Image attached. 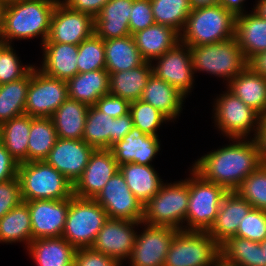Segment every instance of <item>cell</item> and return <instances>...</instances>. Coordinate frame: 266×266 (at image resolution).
Listing matches in <instances>:
<instances>
[{"mask_svg":"<svg viewBox=\"0 0 266 266\" xmlns=\"http://www.w3.org/2000/svg\"><path fill=\"white\" fill-rule=\"evenodd\" d=\"M57 139V132L50 117H31L27 162L43 161Z\"/></svg>","mask_w":266,"mask_h":266,"instance_id":"obj_37","label":"cell"},{"mask_svg":"<svg viewBox=\"0 0 266 266\" xmlns=\"http://www.w3.org/2000/svg\"><path fill=\"white\" fill-rule=\"evenodd\" d=\"M90 106L68 98L50 117L57 137L82 140L86 116Z\"/></svg>","mask_w":266,"mask_h":266,"instance_id":"obj_33","label":"cell"},{"mask_svg":"<svg viewBox=\"0 0 266 266\" xmlns=\"http://www.w3.org/2000/svg\"><path fill=\"white\" fill-rule=\"evenodd\" d=\"M104 40L95 34L78 45L77 68L78 73L105 69Z\"/></svg>","mask_w":266,"mask_h":266,"instance_id":"obj_41","label":"cell"},{"mask_svg":"<svg viewBox=\"0 0 266 266\" xmlns=\"http://www.w3.org/2000/svg\"><path fill=\"white\" fill-rule=\"evenodd\" d=\"M3 1H5L6 3H10L12 1H18V0H3Z\"/></svg>","mask_w":266,"mask_h":266,"instance_id":"obj_61","label":"cell"},{"mask_svg":"<svg viewBox=\"0 0 266 266\" xmlns=\"http://www.w3.org/2000/svg\"><path fill=\"white\" fill-rule=\"evenodd\" d=\"M185 97L177 88L152 73L143 89L141 100L155 107L169 120H173L181 112Z\"/></svg>","mask_w":266,"mask_h":266,"instance_id":"obj_29","label":"cell"},{"mask_svg":"<svg viewBox=\"0 0 266 266\" xmlns=\"http://www.w3.org/2000/svg\"><path fill=\"white\" fill-rule=\"evenodd\" d=\"M245 0H219L218 3L226 10L232 12L235 16L243 14L242 3Z\"/></svg>","mask_w":266,"mask_h":266,"instance_id":"obj_54","label":"cell"},{"mask_svg":"<svg viewBox=\"0 0 266 266\" xmlns=\"http://www.w3.org/2000/svg\"><path fill=\"white\" fill-rule=\"evenodd\" d=\"M8 44L0 37V53Z\"/></svg>","mask_w":266,"mask_h":266,"instance_id":"obj_60","label":"cell"},{"mask_svg":"<svg viewBox=\"0 0 266 266\" xmlns=\"http://www.w3.org/2000/svg\"><path fill=\"white\" fill-rule=\"evenodd\" d=\"M150 2L155 23L171 27L181 34L192 11L189 0H150Z\"/></svg>","mask_w":266,"mask_h":266,"instance_id":"obj_40","label":"cell"},{"mask_svg":"<svg viewBox=\"0 0 266 266\" xmlns=\"http://www.w3.org/2000/svg\"><path fill=\"white\" fill-rule=\"evenodd\" d=\"M31 70L21 79L0 85V125L25 114Z\"/></svg>","mask_w":266,"mask_h":266,"instance_id":"obj_39","label":"cell"},{"mask_svg":"<svg viewBox=\"0 0 266 266\" xmlns=\"http://www.w3.org/2000/svg\"><path fill=\"white\" fill-rule=\"evenodd\" d=\"M67 99L66 81L50 77L35 66L31 69L25 114L31 117H51Z\"/></svg>","mask_w":266,"mask_h":266,"instance_id":"obj_11","label":"cell"},{"mask_svg":"<svg viewBox=\"0 0 266 266\" xmlns=\"http://www.w3.org/2000/svg\"><path fill=\"white\" fill-rule=\"evenodd\" d=\"M68 98L94 106L103 96L109 93V73L106 69L77 73L66 81Z\"/></svg>","mask_w":266,"mask_h":266,"instance_id":"obj_28","label":"cell"},{"mask_svg":"<svg viewBox=\"0 0 266 266\" xmlns=\"http://www.w3.org/2000/svg\"><path fill=\"white\" fill-rule=\"evenodd\" d=\"M140 235L136 234L129 257L131 266H163L171 242L179 231L165 226H152Z\"/></svg>","mask_w":266,"mask_h":266,"instance_id":"obj_16","label":"cell"},{"mask_svg":"<svg viewBox=\"0 0 266 266\" xmlns=\"http://www.w3.org/2000/svg\"><path fill=\"white\" fill-rule=\"evenodd\" d=\"M219 0H189L190 6L193 9L215 5Z\"/></svg>","mask_w":266,"mask_h":266,"instance_id":"obj_55","label":"cell"},{"mask_svg":"<svg viewBox=\"0 0 266 266\" xmlns=\"http://www.w3.org/2000/svg\"><path fill=\"white\" fill-rule=\"evenodd\" d=\"M107 219V213L94 199L73 195L62 237L76 249L91 247Z\"/></svg>","mask_w":266,"mask_h":266,"instance_id":"obj_8","label":"cell"},{"mask_svg":"<svg viewBox=\"0 0 266 266\" xmlns=\"http://www.w3.org/2000/svg\"><path fill=\"white\" fill-rule=\"evenodd\" d=\"M74 266H121V264L115 258L87 247L76 249Z\"/></svg>","mask_w":266,"mask_h":266,"instance_id":"obj_48","label":"cell"},{"mask_svg":"<svg viewBox=\"0 0 266 266\" xmlns=\"http://www.w3.org/2000/svg\"><path fill=\"white\" fill-rule=\"evenodd\" d=\"M159 149L158 136L145 134L135 127L110 148L119 166L125 163L150 165Z\"/></svg>","mask_w":266,"mask_h":266,"instance_id":"obj_21","label":"cell"},{"mask_svg":"<svg viewBox=\"0 0 266 266\" xmlns=\"http://www.w3.org/2000/svg\"><path fill=\"white\" fill-rule=\"evenodd\" d=\"M155 24L150 0H134L131 6L129 29L131 35Z\"/></svg>","mask_w":266,"mask_h":266,"instance_id":"obj_46","label":"cell"},{"mask_svg":"<svg viewBox=\"0 0 266 266\" xmlns=\"http://www.w3.org/2000/svg\"><path fill=\"white\" fill-rule=\"evenodd\" d=\"M22 201L18 177L0 182V219Z\"/></svg>","mask_w":266,"mask_h":266,"instance_id":"obj_47","label":"cell"},{"mask_svg":"<svg viewBox=\"0 0 266 266\" xmlns=\"http://www.w3.org/2000/svg\"><path fill=\"white\" fill-rule=\"evenodd\" d=\"M104 45L105 69L108 73L131 70L145 61L141 57L132 35L104 40Z\"/></svg>","mask_w":266,"mask_h":266,"instance_id":"obj_34","label":"cell"},{"mask_svg":"<svg viewBox=\"0 0 266 266\" xmlns=\"http://www.w3.org/2000/svg\"><path fill=\"white\" fill-rule=\"evenodd\" d=\"M211 266H237L229 261H226L221 255H219L212 263Z\"/></svg>","mask_w":266,"mask_h":266,"instance_id":"obj_57","label":"cell"},{"mask_svg":"<svg viewBox=\"0 0 266 266\" xmlns=\"http://www.w3.org/2000/svg\"><path fill=\"white\" fill-rule=\"evenodd\" d=\"M109 1L110 0H63L61 2L69 9L90 14L93 18H95L103 6Z\"/></svg>","mask_w":266,"mask_h":266,"instance_id":"obj_50","label":"cell"},{"mask_svg":"<svg viewBox=\"0 0 266 266\" xmlns=\"http://www.w3.org/2000/svg\"><path fill=\"white\" fill-rule=\"evenodd\" d=\"M151 74L152 64L148 61L131 70L109 73V93L130 103L137 101L141 99Z\"/></svg>","mask_w":266,"mask_h":266,"instance_id":"obj_31","label":"cell"},{"mask_svg":"<svg viewBox=\"0 0 266 266\" xmlns=\"http://www.w3.org/2000/svg\"><path fill=\"white\" fill-rule=\"evenodd\" d=\"M26 203L30 212L32 240L62 236L70 198L62 200H32Z\"/></svg>","mask_w":266,"mask_h":266,"instance_id":"obj_20","label":"cell"},{"mask_svg":"<svg viewBox=\"0 0 266 266\" xmlns=\"http://www.w3.org/2000/svg\"><path fill=\"white\" fill-rule=\"evenodd\" d=\"M236 237L262 242L266 238V211L253 208L240 222Z\"/></svg>","mask_w":266,"mask_h":266,"instance_id":"obj_44","label":"cell"},{"mask_svg":"<svg viewBox=\"0 0 266 266\" xmlns=\"http://www.w3.org/2000/svg\"><path fill=\"white\" fill-rule=\"evenodd\" d=\"M99 111L108 114L111 118L125 116L130 111V102L110 93L103 95L94 105Z\"/></svg>","mask_w":266,"mask_h":266,"instance_id":"obj_49","label":"cell"},{"mask_svg":"<svg viewBox=\"0 0 266 266\" xmlns=\"http://www.w3.org/2000/svg\"><path fill=\"white\" fill-rule=\"evenodd\" d=\"M129 113L134 127L148 135L158 136L156 131L161 123L169 121L163 113L141 99L130 103Z\"/></svg>","mask_w":266,"mask_h":266,"instance_id":"obj_43","label":"cell"},{"mask_svg":"<svg viewBox=\"0 0 266 266\" xmlns=\"http://www.w3.org/2000/svg\"><path fill=\"white\" fill-rule=\"evenodd\" d=\"M32 241V226L28 204L22 201L0 219V242Z\"/></svg>","mask_w":266,"mask_h":266,"instance_id":"obj_38","label":"cell"},{"mask_svg":"<svg viewBox=\"0 0 266 266\" xmlns=\"http://www.w3.org/2000/svg\"><path fill=\"white\" fill-rule=\"evenodd\" d=\"M188 204V179L163 184L159 192L143 206L142 223L183 230L181 224L186 221Z\"/></svg>","mask_w":266,"mask_h":266,"instance_id":"obj_5","label":"cell"},{"mask_svg":"<svg viewBox=\"0 0 266 266\" xmlns=\"http://www.w3.org/2000/svg\"><path fill=\"white\" fill-rule=\"evenodd\" d=\"M134 127L130 113L125 116L111 118L110 115L90 106L82 140L96 149H110L117 141Z\"/></svg>","mask_w":266,"mask_h":266,"instance_id":"obj_12","label":"cell"},{"mask_svg":"<svg viewBox=\"0 0 266 266\" xmlns=\"http://www.w3.org/2000/svg\"><path fill=\"white\" fill-rule=\"evenodd\" d=\"M256 141L260 151L261 162L266 165V117L261 119Z\"/></svg>","mask_w":266,"mask_h":266,"instance_id":"obj_53","label":"cell"},{"mask_svg":"<svg viewBox=\"0 0 266 266\" xmlns=\"http://www.w3.org/2000/svg\"><path fill=\"white\" fill-rule=\"evenodd\" d=\"M228 91L240 98L262 118L266 117V78L248 66L228 83Z\"/></svg>","mask_w":266,"mask_h":266,"instance_id":"obj_27","label":"cell"},{"mask_svg":"<svg viewBox=\"0 0 266 266\" xmlns=\"http://www.w3.org/2000/svg\"><path fill=\"white\" fill-rule=\"evenodd\" d=\"M17 177L25 202L62 200L73 196V185L69 180L44 160L19 163Z\"/></svg>","mask_w":266,"mask_h":266,"instance_id":"obj_4","label":"cell"},{"mask_svg":"<svg viewBox=\"0 0 266 266\" xmlns=\"http://www.w3.org/2000/svg\"><path fill=\"white\" fill-rule=\"evenodd\" d=\"M93 34L94 18L90 14L69 9L59 0L52 13L45 42L79 45Z\"/></svg>","mask_w":266,"mask_h":266,"instance_id":"obj_14","label":"cell"},{"mask_svg":"<svg viewBox=\"0 0 266 266\" xmlns=\"http://www.w3.org/2000/svg\"><path fill=\"white\" fill-rule=\"evenodd\" d=\"M193 70L227 78L228 83L239 75L248 61L235 37L213 44L190 47Z\"/></svg>","mask_w":266,"mask_h":266,"instance_id":"obj_6","label":"cell"},{"mask_svg":"<svg viewBox=\"0 0 266 266\" xmlns=\"http://www.w3.org/2000/svg\"><path fill=\"white\" fill-rule=\"evenodd\" d=\"M260 244L263 249V254L265 256V259H266V238L262 242H260Z\"/></svg>","mask_w":266,"mask_h":266,"instance_id":"obj_59","label":"cell"},{"mask_svg":"<svg viewBox=\"0 0 266 266\" xmlns=\"http://www.w3.org/2000/svg\"><path fill=\"white\" fill-rule=\"evenodd\" d=\"M142 222L108 218L91 246L97 252L115 258L120 264L129 258L134 247L136 233L134 225Z\"/></svg>","mask_w":266,"mask_h":266,"instance_id":"obj_19","label":"cell"},{"mask_svg":"<svg viewBox=\"0 0 266 266\" xmlns=\"http://www.w3.org/2000/svg\"><path fill=\"white\" fill-rule=\"evenodd\" d=\"M31 116L23 114L0 125V142L18 162H27Z\"/></svg>","mask_w":266,"mask_h":266,"instance_id":"obj_35","label":"cell"},{"mask_svg":"<svg viewBox=\"0 0 266 266\" xmlns=\"http://www.w3.org/2000/svg\"><path fill=\"white\" fill-rule=\"evenodd\" d=\"M18 164L19 163L0 142V182L16 178Z\"/></svg>","mask_w":266,"mask_h":266,"instance_id":"obj_51","label":"cell"},{"mask_svg":"<svg viewBox=\"0 0 266 266\" xmlns=\"http://www.w3.org/2000/svg\"><path fill=\"white\" fill-rule=\"evenodd\" d=\"M252 12L238 15L235 20V39L247 61L266 51V19Z\"/></svg>","mask_w":266,"mask_h":266,"instance_id":"obj_26","label":"cell"},{"mask_svg":"<svg viewBox=\"0 0 266 266\" xmlns=\"http://www.w3.org/2000/svg\"><path fill=\"white\" fill-rule=\"evenodd\" d=\"M254 12L263 19H266V0H259L254 8Z\"/></svg>","mask_w":266,"mask_h":266,"instance_id":"obj_56","label":"cell"},{"mask_svg":"<svg viewBox=\"0 0 266 266\" xmlns=\"http://www.w3.org/2000/svg\"><path fill=\"white\" fill-rule=\"evenodd\" d=\"M59 0H18L7 3L0 37L10 45L15 39L41 35L47 40L53 10Z\"/></svg>","mask_w":266,"mask_h":266,"instance_id":"obj_2","label":"cell"},{"mask_svg":"<svg viewBox=\"0 0 266 266\" xmlns=\"http://www.w3.org/2000/svg\"><path fill=\"white\" fill-rule=\"evenodd\" d=\"M233 140L236 143L202 156L193 166L205 180L223 186L227 191H235L262 164L256 139Z\"/></svg>","mask_w":266,"mask_h":266,"instance_id":"obj_1","label":"cell"},{"mask_svg":"<svg viewBox=\"0 0 266 266\" xmlns=\"http://www.w3.org/2000/svg\"><path fill=\"white\" fill-rule=\"evenodd\" d=\"M188 178L189 204L185 231H208L213 225L222 199L228 192L223 186L205 180L192 168ZM188 227V228H187Z\"/></svg>","mask_w":266,"mask_h":266,"instance_id":"obj_7","label":"cell"},{"mask_svg":"<svg viewBox=\"0 0 266 266\" xmlns=\"http://www.w3.org/2000/svg\"><path fill=\"white\" fill-rule=\"evenodd\" d=\"M7 3L3 0H0V34L3 29V24H4V14H5V9H6Z\"/></svg>","mask_w":266,"mask_h":266,"instance_id":"obj_58","label":"cell"},{"mask_svg":"<svg viewBox=\"0 0 266 266\" xmlns=\"http://www.w3.org/2000/svg\"><path fill=\"white\" fill-rule=\"evenodd\" d=\"M128 188L143 206L153 198L164 184L151 165L125 163L119 166Z\"/></svg>","mask_w":266,"mask_h":266,"instance_id":"obj_32","label":"cell"},{"mask_svg":"<svg viewBox=\"0 0 266 266\" xmlns=\"http://www.w3.org/2000/svg\"><path fill=\"white\" fill-rule=\"evenodd\" d=\"M94 200L105 210L108 218L142 222L143 205L128 188L120 171L112 176Z\"/></svg>","mask_w":266,"mask_h":266,"instance_id":"obj_13","label":"cell"},{"mask_svg":"<svg viewBox=\"0 0 266 266\" xmlns=\"http://www.w3.org/2000/svg\"><path fill=\"white\" fill-rule=\"evenodd\" d=\"M220 255L237 266H266L260 242L230 237L219 246Z\"/></svg>","mask_w":266,"mask_h":266,"instance_id":"obj_36","label":"cell"},{"mask_svg":"<svg viewBox=\"0 0 266 266\" xmlns=\"http://www.w3.org/2000/svg\"><path fill=\"white\" fill-rule=\"evenodd\" d=\"M235 191L254 209L266 211V165L249 174Z\"/></svg>","mask_w":266,"mask_h":266,"instance_id":"obj_42","label":"cell"},{"mask_svg":"<svg viewBox=\"0 0 266 266\" xmlns=\"http://www.w3.org/2000/svg\"><path fill=\"white\" fill-rule=\"evenodd\" d=\"M215 105L214 118L222 133L231 140L245 139L252 130L256 133L254 134V139H256L262 117L255 110L230 91L221 94Z\"/></svg>","mask_w":266,"mask_h":266,"instance_id":"obj_10","label":"cell"},{"mask_svg":"<svg viewBox=\"0 0 266 266\" xmlns=\"http://www.w3.org/2000/svg\"><path fill=\"white\" fill-rule=\"evenodd\" d=\"M219 255V245L207 231L179 230L163 266H211Z\"/></svg>","mask_w":266,"mask_h":266,"instance_id":"obj_9","label":"cell"},{"mask_svg":"<svg viewBox=\"0 0 266 266\" xmlns=\"http://www.w3.org/2000/svg\"><path fill=\"white\" fill-rule=\"evenodd\" d=\"M94 150L83 140L58 138L44 161L74 185L82 176Z\"/></svg>","mask_w":266,"mask_h":266,"instance_id":"obj_17","label":"cell"},{"mask_svg":"<svg viewBox=\"0 0 266 266\" xmlns=\"http://www.w3.org/2000/svg\"><path fill=\"white\" fill-rule=\"evenodd\" d=\"M13 48L7 45L0 53V85L23 78L34 66H23ZM22 66V67H21Z\"/></svg>","mask_w":266,"mask_h":266,"instance_id":"obj_45","label":"cell"},{"mask_svg":"<svg viewBox=\"0 0 266 266\" xmlns=\"http://www.w3.org/2000/svg\"><path fill=\"white\" fill-rule=\"evenodd\" d=\"M247 66L256 74L266 78V51L260 52L248 60Z\"/></svg>","mask_w":266,"mask_h":266,"instance_id":"obj_52","label":"cell"},{"mask_svg":"<svg viewBox=\"0 0 266 266\" xmlns=\"http://www.w3.org/2000/svg\"><path fill=\"white\" fill-rule=\"evenodd\" d=\"M134 0H110L94 18V34L103 40L131 35L129 18Z\"/></svg>","mask_w":266,"mask_h":266,"instance_id":"obj_23","label":"cell"},{"mask_svg":"<svg viewBox=\"0 0 266 266\" xmlns=\"http://www.w3.org/2000/svg\"><path fill=\"white\" fill-rule=\"evenodd\" d=\"M118 171L119 165L110 149L94 150L82 176L73 185V195L94 199Z\"/></svg>","mask_w":266,"mask_h":266,"instance_id":"obj_18","label":"cell"},{"mask_svg":"<svg viewBox=\"0 0 266 266\" xmlns=\"http://www.w3.org/2000/svg\"><path fill=\"white\" fill-rule=\"evenodd\" d=\"M132 36L141 57L151 63L180 42V34L176 30L156 23Z\"/></svg>","mask_w":266,"mask_h":266,"instance_id":"obj_25","label":"cell"},{"mask_svg":"<svg viewBox=\"0 0 266 266\" xmlns=\"http://www.w3.org/2000/svg\"><path fill=\"white\" fill-rule=\"evenodd\" d=\"M253 206L236 191H228L220 204L213 225L207 231L220 246L228 238L236 236L240 222Z\"/></svg>","mask_w":266,"mask_h":266,"instance_id":"obj_22","label":"cell"},{"mask_svg":"<svg viewBox=\"0 0 266 266\" xmlns=\"http://www.w3.org/2000/svg\"><path fill=\"white\" fill-rule=\"evenodd\" d=\"M236 16L219 3L193 9L180 34V41L189 47L213 44L235 37Z\"/></svg>","mask_w":266,"mask_h":266,"instance_id":"obj_3","label":"cell"},{"mask_svg":"<svg viewBox=\"0 0 266 266\" xmlns=\"http://www.w3.org/2000/svg\"><path fill=\"white\" fill-rule=\"evenodd\" d=\"M44 61L41 70L46 75L68 81L78 73V45L44 42Z\"/></svg>","mask_w":266,"mask_h":266,"instance_id":"obj_24","label":"cell"},{"mask_svg":"<svg viewBox=\"0 0 266 266\" xmlns=\"http://www.w3.org/2000/svg\"><path fill=\"white\" fill-rule=\"evenodd\" d=\"M153 65L152 73L177 88L185 96L193 86V64L190 47L181 41L162 56Z\"/></svg>","mask_w":266,"mask_h":266,"instance_id":"obj_15","label":"cell"},{"mask_svg":"<svg viewBox=\"0 0 266 266\" xmlns=\"http://www.w3.org/2000/svg\"><path fill=\"white\" fill-rule=\"evenodd\" d=\"M27 247L38 266H74L76 248L62 236L34 239Z\"/></svg>","mask_w":266,"mask_h":266,"instance_id":"obj_30","label":"cell"}]
</instances>
